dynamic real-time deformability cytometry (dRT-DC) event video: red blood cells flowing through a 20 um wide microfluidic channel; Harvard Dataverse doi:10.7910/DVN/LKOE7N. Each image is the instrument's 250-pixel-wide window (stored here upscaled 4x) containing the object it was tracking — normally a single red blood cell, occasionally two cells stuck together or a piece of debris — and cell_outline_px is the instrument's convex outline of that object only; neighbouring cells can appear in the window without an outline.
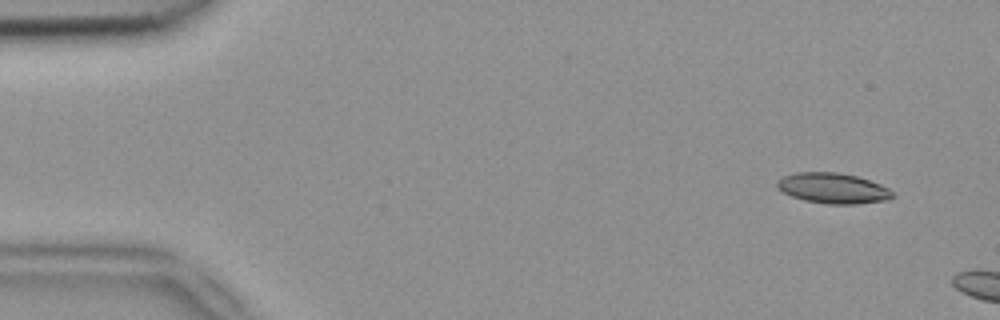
{"species": "common noctule bat (a hibernating species)", "species_latin": "Nyctalus noctula", "temperature_condition": "room temperature", "stored_images_in_passage": 2, "camera_frame_rate_fps": 3000, "um_per_image_px": 0.085, "animal": {"sex": "female", "body_mass_g": 18.4}, "frame": {"image": 1, "passage_image": 1, "time_ms": 0.0, "image_size_px": [1000, 320], "cell_outline_px": [[896, 196], [888, 200], [856, 204], [828, 204], [804, 200], [792, 196], [776, 188], [776, 180], [784, 176], [796, 172], [840, 172], [856, 176], [880, 184], [888, 188]], "centroid_in_image_um": [70.8, 16.0], "position_along_channel_um": 14.2, "area_um2": 20.58}}